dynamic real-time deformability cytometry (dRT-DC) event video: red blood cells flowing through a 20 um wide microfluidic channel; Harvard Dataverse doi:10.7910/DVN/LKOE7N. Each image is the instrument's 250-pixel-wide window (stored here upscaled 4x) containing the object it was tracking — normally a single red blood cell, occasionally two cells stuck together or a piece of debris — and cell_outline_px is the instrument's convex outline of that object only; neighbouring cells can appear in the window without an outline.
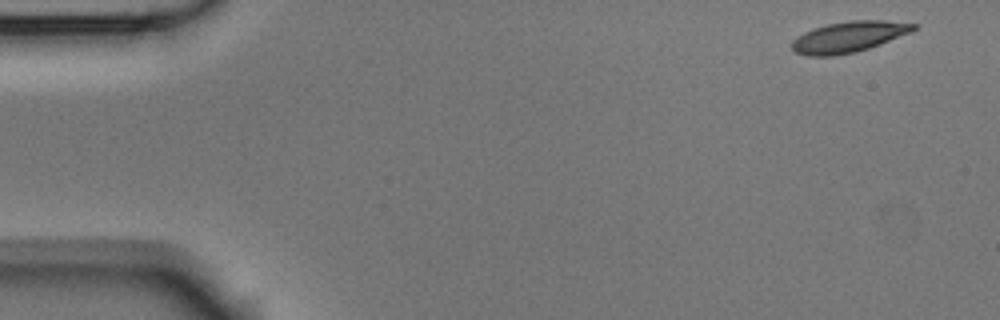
{"species": "Egyptian fruit bat (a non-hibernating species)", "species_latin": "Rousettus aegyptiacus", "temperature_condition": "room temperature", "stored_images_in_passage": 5, "camera_frame_rate_fps": 3000, "um_per_image_px": 0.085, "animal": {"sex": "male"}, "frame": {"image": 1, "passage_image": 1, "time_ms": 0.0, "image_size_px": [1000, 320], "cell_outline_px": [[916, 28], [912, 32], [880, 44], [856, 52], [836, 56], [808, 56], [796, 52], [792, 48], [792, 40], [804, 32], [812, 28], [828, 24], [852, 20], [884, 20], [916, 24]], "centroid_in_image_um": [72.14, 3.14], "position_along_channel_um": 12.9, "area_um2": 21.85}}
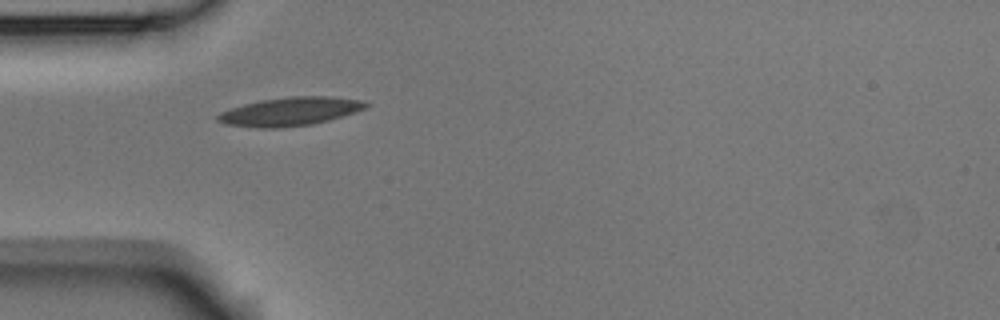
{"frame": {"image": 2, "passage_image": 4, "time_ms": 1.0, "image_size_px": [1000, 320], "cell_outline_px": [[372, 104], [356, 112], [328, 120], [312, 124], [280, 128], [260, 128], [224, 124], [216, 120], [216, 116], [220, 112], [244, 104], [260, 100], [292, 96], [332, 96], [364, 100]], "centroid_in_image_um": [24.68, 9.47], "position_along_channel_um": 60.3, "area_um2": 24.74}}
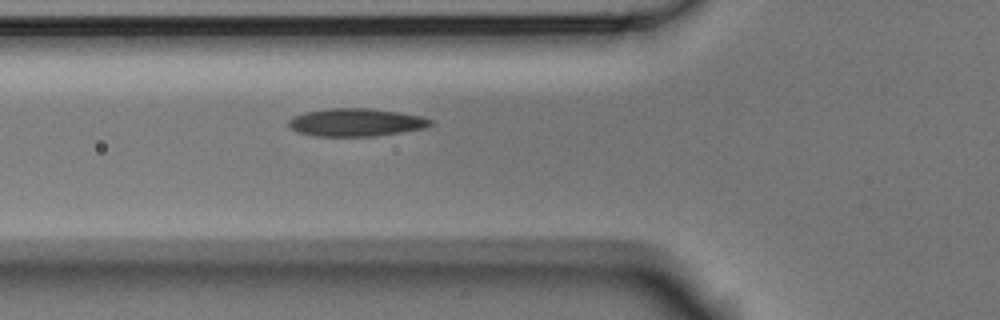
{"frame": {"image": 3, "passage_image": 5, "time_ms": 1.333, "image_size_px": [1000, 320], "cell_outline_px": [[432, 124], [424, 128], [376, 136], [312, 136], [296, 132], [288, 128], [288, 120], [292, 116], [308, 112], [328, 108], [372, 108], [400, 112], [420, 116], [432, 120]], "centroid_in_image_um": [30.21, 10.4], "position_along_channel_um": 95.6, "area_um2": 23.18}}